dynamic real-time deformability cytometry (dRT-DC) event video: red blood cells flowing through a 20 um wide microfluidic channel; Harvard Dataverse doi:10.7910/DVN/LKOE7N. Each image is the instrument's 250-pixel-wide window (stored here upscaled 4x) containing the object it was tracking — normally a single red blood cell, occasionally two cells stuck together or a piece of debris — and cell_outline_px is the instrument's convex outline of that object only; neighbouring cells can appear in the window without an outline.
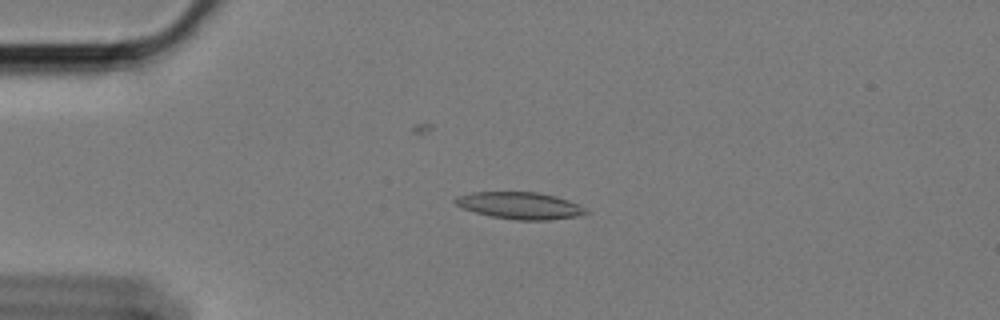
{"species": "Egyptian fruit bat (a non-hibernating species)", "species_latin": "Rousettus aegyptiacus", "temperature_condition": "cold", "stored_images_in_passage": 59, "camera_frame_rate_fps": 3000, "um_per_image_px": 0.085, "animal": {"sex": "female"}, "frame": {"image": 1, "passage_image": 13, "time_ms": 4.0, "image_size_px": [1000, 320], "cell_outline_px": [[588, 212], [576, 216], [548, 220], [516, 220], [492, 216], [476, 212], [464, 208], [456, 204], [452, 200], [456, 196], [472, 192], [540, 192], [556, 196], [568, 200], [588, 208]], "centroid_in_image_um": [44.2, 17.46], "position_along_channel_um": 40.8, "area_um2": 20.46}}
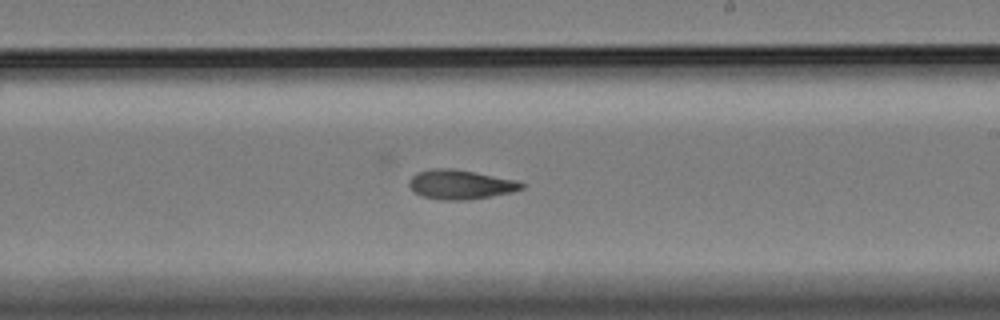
{"frame": {"image": 2, "passage_image": 34, "time_ms": 11.0, "image_size_px": [1000, 320], "cell_outline_px": [[524, 188], [512, 192], [464, 200], [440, 200], [420, 196], [412, 192], [408, 184], [408, 180], [416, 172], [436, 168], [452, 168], [516, 180], [524, 184]], "centroid_in_image_um": [39.06, 15.68], "position_along_channel_um": 249.9, "area_um2": 19.25}}
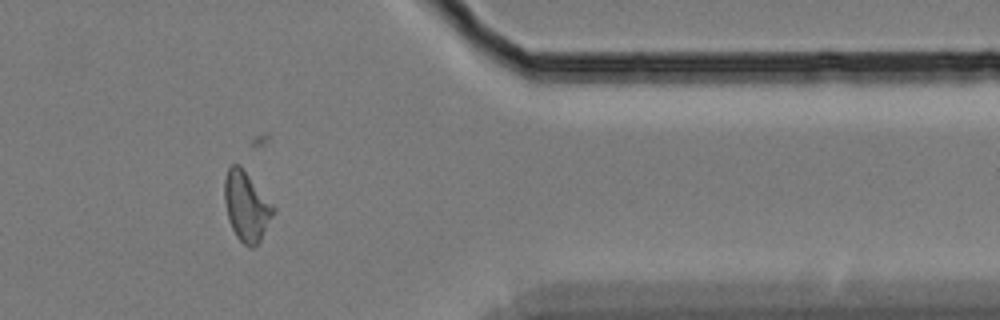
{"frame": {"image": 3, "passage_image": 48, "time_ms": 15.667, "image_size_px": [1000, 320], "cell_outline_px": [[276, 212], [260, 240], [252, 248], [248, 248], [236, 236], [228, 220], [224, 200], [224, 180], [228, 168], [232, 164], [240, 164], [276, 208]], "centroid_in_image_um": [20.95, 17.53], "position_along_channel_um": 390.5, "area_um2": 19.94}, "authors_computed_cell_mechanics": {"area_um2": 19.5364, "velocity_mm_per_s": 3.3864, "shape_relaxation_time_tau1_ms": null, "shape_relaxation_time_tau2_ms": 5.2632, "deformation_change_tau1": null, "deformation_change_tau2": 0.1493}}